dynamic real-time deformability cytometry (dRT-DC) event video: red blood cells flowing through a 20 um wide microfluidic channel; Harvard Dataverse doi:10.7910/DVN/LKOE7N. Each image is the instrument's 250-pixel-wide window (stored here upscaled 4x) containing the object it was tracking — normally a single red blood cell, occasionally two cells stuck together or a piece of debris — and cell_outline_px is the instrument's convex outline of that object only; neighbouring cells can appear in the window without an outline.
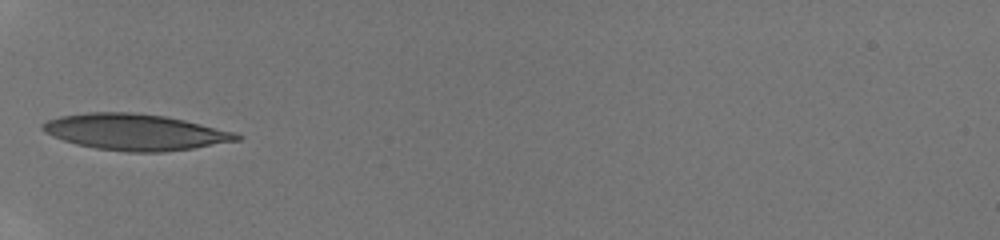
{"species": "human", "species_latin": "Homo sapiens", "temperature_condition": "room temperature", "stored_images_in_passage": 28, "camera_frame_rate_fps": 3000, "um_per_image_px": 0.085, "donor": {"sex": "male"}, "frame": {"image": 1, "passage_image": 1, "time_ms": 0.0, "image_size_px": [1000, 240], "cell_outline_px": [[244, 136], [240, 140], [192, 148], [164, 152], [124, 152], [96, 148], [76, 144], [52, 136], [44, 132], [40, 128], [40, 124], [48, 120], [60, 116], [88, 112], [128, 112], [164, 116], [184, 120], [232, 132]], "centroid_in_image_um": [11.43, 11.23], "position_along_channel_um": 73.6, "area_um2": 40.69}}
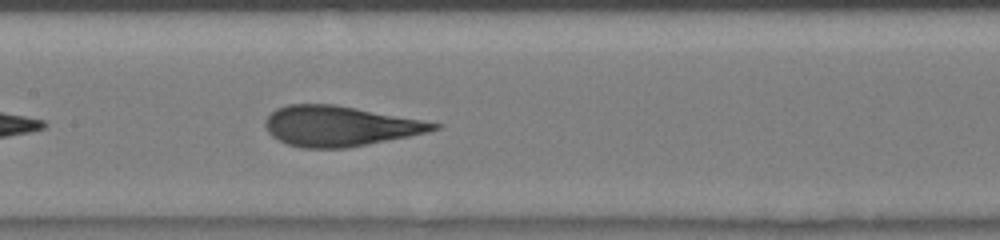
{"frame": {"image": 2, "passage_image": 12, "time_ms": 2.667, "image_size_px": [1000, 240], "cell_outline_px": [[440, 128], [408, 136], [344, 148], [300, 148], [288, 144], [272, 136], [268, 132], [264, 124], [264, 120], [276, 108], [288, 104], [336, 104], [420, 120], [440, 124]], "centroid_in_image_um": [28.78, 10.71], "position_along_channel_um": 178.6, "area_um2": 38.9}}
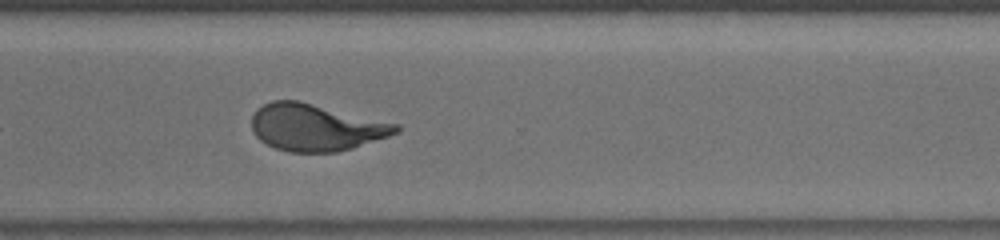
{"frame": {"image": 3, "passage_image": 27, "time_ms": 6.667, "image_size_px": [1000, 240], "cell_outline_px": [[400, 132], [352, 148], [336, 152], [288, 152], [276, 148], [260, 140], [256, 136], [252, 128], [252, 116], [256, 108], [272, 100], [300, 100], [400, 124]], "centroid_in_image_um": [26.85, 10.81], "position_along_channel_um": 343.7, "area_um2": 39.65}}